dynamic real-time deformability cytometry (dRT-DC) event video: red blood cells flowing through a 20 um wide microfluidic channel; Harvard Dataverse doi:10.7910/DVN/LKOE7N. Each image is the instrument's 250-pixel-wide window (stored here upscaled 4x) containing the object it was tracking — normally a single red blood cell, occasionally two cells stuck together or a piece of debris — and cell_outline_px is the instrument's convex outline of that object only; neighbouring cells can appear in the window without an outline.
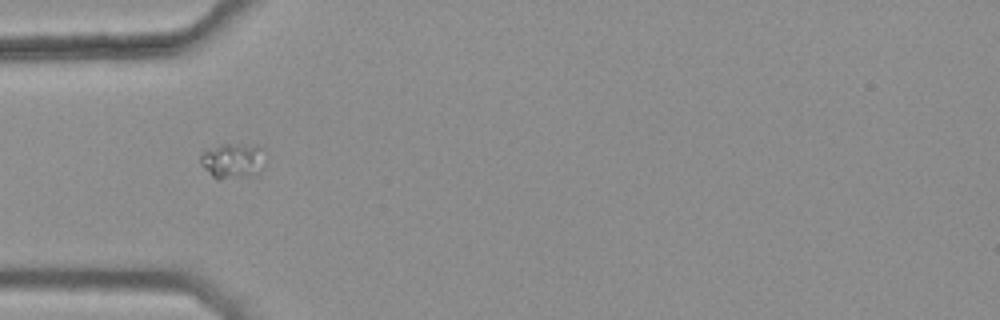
{"species": "common noctule bat (a hibernating species)", "species_latin": "Nyctalus noctula", "temperature_condition": "warm", "stored_images_in_passage": 31, "camera_frame_rate_fps": 3000, "um_per_image_px": 0.085, "animal": {"sex": "female", "body_mass_g": 25.1}, "frame": {"image": 1, "passage_image": 1, "time_ms": 0.0, "image_size_px": [1000, 320], "cell_outline_px": [[264, 164], [260, 168], [248, 176], [220, 180], [216, 180], [200, 164], [200, 156], [204, 152], [220, 144], [228, 144], [256, 148]], "centroid_in_image_um": [19.63, 13.72], "position_along_channel_um": 65.4, "area_um2": 12.37}}